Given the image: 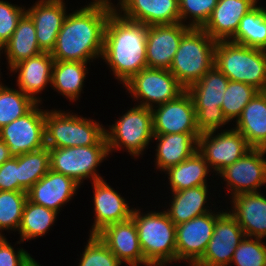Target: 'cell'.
I'll use <instances>...</instances> for the list:
<instances>
[{
  "instance_id": "cell-1",
  "label": "cell",
  "mask_w": 266,
  "mask_h": 266,
  "mask_svg": "<svg viewBox=\"0 0 266 266\" xmlns=\"http://www.w3.org/2000/svg\"><path fill=\"white\" fill-rule=\"evenodd\" d=\"M68 14L51 52L54 61L88 63L102 57L105 28L115 6L109 0H93Z\"/></svg>"
},
{
  "instance_id": "cell-2",
  "label": "cell",
  "mask_w": 266,
  "mask_h": 266,
  "mask_svg": "<svg viewBox=\"0 0 266 266\" xmlns=\"http://www.w3.org/2000/svg\"><path fill=\"white\" fill-rule=\"evenodd\" d=\"M115 10L110 14L104 35L102 59L123 84L147 68V26L122 17Z\"/></svg>"
},
{
  "instance_id": "cell-3",
  "label": "cell",
  "mask_w": 266,
  "mask_h": 266,
  "mask_svg": "<svg viewBox=\"0 0 266 266\" xmlns=\"http://www.w3.org/2000/svg\"><path fill=\"white\" fill-rule=\"evenodd\" d=\"M214 66L231 81L266 90V54L262 49L217 41Z\"/></svg>"
},
{
  "instance_id": "cell-4",
  "label": "cell",
  "mask_w": 266,
  "mask_h": 266,
  "mask_svg": "<svg viewBox=\"0 0 266 266\" xmlns=\"http://www.w3.org/2000/svg\"><path fill=\"white\" fill-rule=\"evenodd\" d=\"M133 209L131 218L134 220L139 243L144 259L151 266H165L177 261L176 252V225L168 214L163 212H149L147 214Z\"/></svg>"
},
{
  "instance_id": "cell-5",
  "label": "cell",
  "mask_w": 266,
  "mask_h": 266,
  "mask_svg": "<svg viewBox=\"0 0 266 266\" xmlns=\"http://www.w3.org/2000/svg\"><path fill=\"white\" fill-rule=\"evenodd\" d=\"M216 43L202 28L182 37L169 71L186 90L214 67Z\"/></svg>"
},
{
  "instance_id": "cell-6",
  "label": "cell",
  "mask_w": 266,
  "mask_h": 266,
  "mask_svg": "<svg viewBox=\"0 0 266 266\" xmlns=\"http://www.w3.org/2000/svg\"><path fill=\"white\" fill-rule=\"evenodd\" d=\"M50 110L45 113V147L107 145L105 128L78 115Z\"/></svg>"
},
{
  "instance_id": "cell-7",
  "label": "cell",
  "mask_w": 266,
  "mask_h": 266,
  "mask_svg": "<svg viewBox=\"0 0 266 266\" xmlns=\"http://www.w3.org/2000/svg\"><path fill=\"white\" fill-rule=\"evenodd\" d=\"M229 79L215 66L186 91L191 95L200 134L216 131L228 123L222 112V101Z\"/></svg>"
},
{
  "instance_id": "cell-8",
  "label": "cell",
  "mask_w": 266,
  "mask_h": 266,
  "mask_svg": "<svg viewBox=\"0 0 266 266\" xmlns=\"http://www.w3.org/2000/svg\"><path fill=\"white\" fill-rule=\"evenodd\" d=\"M110 127V132L105 129L109 153L122 146L133 157L139 156L154 136L152 110L136 105Z\"/></svg>"
},
{
  "instance_id": "cell-9",
  "label": "cell",
  "mask_w": 266,
  "mask_h": 266,
  "mask_svg": "<svg viewBox=\"0 0 266 266\" xmlns=\"http://www.w3.org/2000/svg\"><path fill=\"white\" fill-rule=\"evenodd\" d=\"M108 155V145L49 148L50 170L72 178L79 185L90 177L94 182L103 179L96 168Z\"/></svg>"
},
{
  "instance_id": "cell-10",
  "label": "cell",
  "mask_w": 266,
  "mask_h": 266,
  "mask_svg": "<svg viewBox=\"0 0 266 266\" xmlns=\"http://www.w3.org/2000/svg\"><path fill=\"white\" fill-rule=\"evenodd\" d=\"M123 86L134 99L143 101L139 106L150 109L154 104L172 101L186 91L169 70L148 67L133 75Z\"/></svg>"
},
{
  "instance_id": "cell-11",
  "label": "cell",
  "mask_w": 266,
  "mask_h": 266,
  "mask_svg": "<svg viewBox=\"0 0 266 266\" xmlns=\"http://www.w3.org/2000/svg\"><path fill=\"white\" fill-rule=\"evenodd\" d=\"M38 103L25 115L0 129V138L12 157L45 147V111Z\"/></svg>"
},
{
  "instance_id": "cell-12",
  "label": "cell",
  "mask_w": 266,
  "mask_h": 266,
  "mask_svg": "<svg viewBox=\"0 0 266 266\" xmlns=\"http://www.w3.org/2000/svg\"><path fill=\"white\" fill-rule=\"evenodd\" d=\"M202 133L198 137L197 151L205 158L209 168L219 173L226 166L240 159L251 147L237 130H223Z\"/></svg>"
},
{
  "instance_id": "cell-13",
  "label": "cell",
  "mask_w": 266,
  "mask_h": 266,
  "mask_svg": "<svg viewBox=\"0 0 266 266\" xmlns=\"http://www.w3.org/2000/svg\"><path fill=\"white\" fill-rule=\"evenodd\" d=\"M265 154L266 149L251 148L240 159L218 173L227 181V188L230 187L232 197L258 192V188L266 184Z\"/></svg>"
},
{
  "instance_id": "cell-14",
  "label": "cell",
  "mask_w": 266,
  "mask_h": 266,
  "mask_svg": "<svg viewBox=\"0 0 266 266\" xmlns=\"http://www.w3.org/2000/svg\"><path fill=\"white\" fill-rule=\"evenodd\" d=\"M245 234L231 211L217 217L212 238L203 256L193 266H228Z\"/></svg>"
},
{
  "instance_id": "cell-15",
  "label": "cell",
  "mask_w": 266,
  "mask_h": 266,
  "mask_svg": "<svg viewBox=\"0 0 266 266\" xmlns=\"http://www.w3.org/2000/svg\"><path fill=\"white\" fill-rule=\"evenodd\" d=\"M222 212H209L176 225L177 261H188L193 266L204 254L212 238L217 217Z\"/></svg>"
},
{
  "instance_id": "cell-16",
  "label": "cell",
  "mask_w": 266,
  "mask_h": 266,
  "mask_svg": "<svg viewBox=\"0 0 266 266\" xmlns=\"http://www.w3.org/2000/svg\"><path fill=\"white\" fill-rule=\"evenodd\" d=\"M151 110L154 134L200 133L193 99L187 91Z\"/></svg>"
},
{
  "instance_id": "cell-17",
  "label": "cell",
  "mask_w": 266,
  "mask_h": 266,
  "mask_svg": "<svg viewBox=\"0 0 266 266\" xmlns=\"http://www.w3.org/2000/svg\"><path fill=\"white\" fill-rule=\"evenodd\" d=\"M190 29L180 22L147 26V67L169 70L182 37Z\"/></svg>"
},
{
  "instance_id": "cell-18",
  "label": "cell",
  "mask_w": 266,
  "mask_h": 266,
  "mask_svg": "<svg viewBox=\"0 0 266 266\" xmlns=\"http://www.w3.org/2000/svg\"><path fill=\"white\" fill-rule=\"evenodd\" d=\"M97 235L121 263L125 262L129 266H151L144 259L138 230L132 218L108 225Z\"/></svg>"
},
{
  "instance_id": "cell-19",
  "label": "cell",
  "mask_w": 266,
  "mask_h": 266,
  "mask_svg": "<svg viewBox=\"0 0 266 266\" xmlns=\"http://www.w3.org/2000/svg\"><path fill=\"white\" fill-rule=\"evenodd\" d=\"M32 19L36 39L42 52L51 53L56 39L68 14L63 0H39L26 10Z\"/></svg>"
},
{
  "instance_id": "cell-20",
  "label": "cell",
  "mask_w": 266,
  "mask_h": 266,
  "mask_svg": "<svg viewBox=\"0 0 266 266\" xmlns=\"http://www.w3.org/2000/svg\"><path fill=\"white\" fill-rule=\"evenodd\" d=\"M92 184L96 217L90 235H97L106 226L131 218L133 208L130 209L125 199L113 190L104 179L96 180Z\"/></svg>"
},
{
  "instance_id": "cell-21",
  "label": "cell",
  "mask_w": 266,
  "mask_h": 266,
  "mask_svg": "<svg viewBox=\"0 0 266 266\" xmlns=\"http://www.w3.org/2000/svg\"><path fill=\"white\" fill-rule=\"evenodd\" d=\"M119 5L122 17L146 26L180 22L178 0H119Z\"/></svg>"
},
{
  "instance_id": "cell-22",
  "label": "cell",
  "mask_w": 266,
  "mask_h": 266,
  "mask_svg": "<svg viewBox=\"0 0 266 266\" xmlns=\"http://www.w3.org/2000/svg\"><path fill=\"white\" fill-rule=\"evenodd\" d=\"M258 0H218L202 29L216 41H229L238 30L240 20L257 5Z\"/></svg>"
},
{
  "instance_id": "cell-23",
  "label": "cell",
  "mask_w": 266,
  "mask_h": 266,
  "mask_svg": "<svg viewBox=\"0 0 266 266\" xmlns=\"http://www.w3.org/2000/svg\"><path fill=\"white\" fill-rule=\"evenodd\" d=\"M79 184L72 178L49 170L28 191V200L59 213L60 208L73 198Z\"/></svg>"
},
{
  "instance_id": "cell-24",
  "label": "cell",
  "mask_w": 266,
  "mask_h": 266,
  "mask_svg": "<svg viewBox=\"0 0 266 266\" xmlns=\"http://www.w3.org/2000/svg\"><path fill=\"white\" fill-rule=\"evenodd\" d=\"M232 215L246 237H266V197L260 192L232 197Z\"/></svg>"
},
{
  "instance_id": "cell-25",
  "label": "cell",
  "mask_w": 266,
  "mask_h": 266,
  "mask_svg": "<svg viewBox=\"0 0 266 266\" xmlns=\"http://www.w3.org/2000/svg\"><path fill=\"white\" fill-rule=\"evenodd\" d=\"M53 63L51 53L42 52L19 62L10 71L18 72V88L39 104L41 100L35 95L44 90L48 83L51 84Z\"/></svg>"
},
{
  "instance_id": "cell-26",
  "label": "cell",
  "mask_w": 266,
  "mask_h": 266,
  "mask_svg": "<svg viewBox=\"0 0 266 266\" xmlns=\"http://www.w3.org/2000/svg\"><path fill=\"white\" fill-rule=\"evenodd\" d=\"M200 133L154 134L159 141L156 149V166L162 171L185 161L198 149Z\"/></svg>"
},
{
  "instance_id": "cell-27",
  "label": "cell",
  "mask_w": 266,
  "mask_h": 266,
  "mask_svg": "<svg viewBox=\"0 0 266 266\" xmlns=\"http://www.w3.org/2000/svg\"><path fill=\"white\" fill-rule=\"evenodd\" d=\"M239 131L251 148L266 149V92L258 91L236 120Z\"/></svg>"
},
{
  "instance_id": "cell-28",
  "label": "cell",
  "mask_w": 266,
  "mask_h": 266,
  "mask_svg": "<svg viewBox=\"0 0 266 266\" xmlns=\"http://www.w3.org/2000/svg\"><path fill=\"white\" fill-rule=\"evenodd\" d=\"M208 186L200 185L172 192L170 209L165 211L175 225L185 223L195 217L211 212L206 208Z\"/></svg>"
},
{
  "instance_id": "cell-29",
  "label": "cell",
  "mask_w": 266,
  "mask_h": 266,
  "mask_svg": "<svg viewBox=\"0 0 266 266\" xmlns=\"http://www.w3.org/2000/svg\"><path fill=\"white\" fill-rule=\"evenodd\" d=\"M7 55L9 69L21 61L42 53L36 39V30L32 19L25 13L9 41L2 47Z\"/></svg>"
},
{
  "instance_id": "cell-30",
  "label": "cell",
  "mask_w": 266,
  "mask_h": 266,
  "mask_svg": "<svg viewBox=\"0 0 266 266\" xmlns=\"http://www.w3.org/2000/svg\"><path fill=\"white\" fill-rule=\"evenodd\" d=\"M208 172H210L208 163L198 151L185 161L166 170L172 192L207 185Z\"/></svg>"
},
{
  "instance_id": "cell-31",
  "label": "cell",
  "mask_w": 266,
  "mask_h": 266,
  "mask_svg": "<svg viewBox=\"0 0 266 266\" xmlns=\"http://www.w3.org/2000/svg\"><path fill=\"white\" fill-rule=\"evenodd\" d=\"M87 63L75 61H54L51 86L70 101H76L82 91L86 77Z\"/></svg>"
},
{
  "instance_id": "cell-32",
  "label": "cell",
  "mask_w": 266,
  "mask_h": 266,
  "mask_svg": "<svg viewBox=\"0 0 266 266\" xmlns=\"http://www.w3.org/2000/svg\"><path fill=\"white\" fill-rule=\"evenodd\" d=\"M230 42L257 49H266V8L255 6L240 20Z\"/></svg>"
},
{
  "instance_id": "cell-33",
  "label": "cell",
  "mask_w": 266,
  "mask_h": 266,
  "mask_svg": "<svg viewBox=\"0 0 266 266\" xmlns=\"http://www.w3.org/2000/svg\"><path fill=\"white\" fill-rule=\"evenodd\" d=\"M58 212L40 206L27 200L22 213V219L19 226L21 240H31L35 237L43 236L55 222Z\"/></svg>"
},
{
  "instance_id": "cell-34",
  "label": "cell",
  "mask_w": 266,
  "mask_h": 266,
  "mask_svg": "<svg viewBox=\"0 0 266 266\" xmlns=\"http://www.w3.org/2000/svg\"><path fill=\"white\" fill-rule=\"evenodd\" d=\"M49 170L48 147L19 156L18 192H27Z\"/></svg>"
},
{
  "instance_id": "cell-35",
  "label": "cell",
  "mask_w": 266,
  "mask_h": 266,
  "mask_svg": "<svg viewBox=\"0 0 266 266\" xmlns=\"http://www.w3.org/2000/svg\"><path fill=\"white\" fill-rule=\"evenodd\" d=\"M1 83V82H0ZM37 104L20 89L0 84V129L27 114Z\"/></svg>"
},
{
  "instance_id": "cell-36",
  "label": "cell",
  "mask_w": 266,
  "mask_h": 266,
  "mask_svg": "<svg viewBox=\"0 0 266 266\" xmlns=\"http://www.w3.org/2000/svg\"><path fill=\"white\" fill-rule=\"evenodd\" d=\"M258 90L246 83L229 80L222 101V112L228 122L237 120L244 107L257 94Z\"/></svg>"
},
{
  "instance_id": "cell-37",
  "label": "cell",
  "mask_w": 266,
  "mask_h": 266,
  "mask_svg": "<svg viewBox=\"0 0 266 266\" xmlns=\"http://www.w3.org/2000/svg\"><path fill=\"white\" fill-rule=\"evenodd\" d=\"M27 200V192L0 191V231L19 229Z\"/></svg>"
},
{
  "instance_id": "cell-38",
  "label": "cell",
  "mask_w": 266,
  "mask_h": 266,
  "mask_svg": "<svg viewBox=\"0 0 266 266\" xmlns=\"http://www.w3.org/2000/svg\"><path fill=\"white\" fill-rule=\"evenodd\" d=\"M262 238L244 237L234 251L231 263L236 266H266V245Z\"/></svg>"
},
{
  "instance_id": "cell-39",
  "label": "cell",
  "mask_w": 266,
  "mask_h": 266,
  "mask_svg": "<svg viewBox=\"0 0 266 266\" xmlns=\"http://www.w3.org/2000/svg\"><path fill=\"white\" fill-rule=\"evenodd\" d=\"M79 266H120L122 263L98 235H90Z\"/></svg>"
},
{
  "instance_id": "cell-40",
  "label": "cell",
  "mask_w": 266,
  "mask_h": 266,
  "mask_svg": "<svg viewBox=\"0 0 266 266\" xmlns=\"http://www.w3.org/2000/svg\"><path fill=\"white\" fill-rule=\"evenodd\" d=\"M217 2L218 0H178L180 23L189 16L192 18L188 24L190 28H202L209 20Z\"/></svg>"
},
{
  "instance_id": "cell-41",
  "label": "cell",
  "mask_w": 266,
  "mask_h": 266,
  "mask_svg": "<svg viewBox=\"0 0 266 266\" xmlns=\"http://www.w3.org/2000/svg\"><path fill=\"white\" fill-rule=\"evenodd\" d=\"M26 9L0 0V45L3 47L17 28Z\"/></svg>"
},
{
  "instance_id": "cell-42",
  "label": "cell",
  "mask_w": 266,
  "mask_h": 266,
  "mask_svg": "<svg viewBox=\"0 0 266 266\" xmlns=\"http://www.w3.org/2000/svg\"><path fill=\"white\" fill-rule=\"evenodd\" d=\"M19 156L11 157L0 166V191H18Z\"/></svg>"
},
{
  "instance_id": "cell-43",
  "label": "cell",
  "mask_w": 266,
  "mask_h": 266,
  "mask_svg": "<svg viewBox=\"0 0 266 266\" xmlns=\"http://www.w3.org/2000/svg\"><path fill=\"white\" fill-rule=\"evenodd\" d=\"M33 258L24 249L16 251L6 238L0 243V266H27Z\"/></svg>"
},
{
  "instance_id": "cell-44",
  "label": "cell",
  "mask_w": 266,
  "mask_h": 266,
  "mask_svg": "<svg viewBox=\"0 0 266 266\" xmlns=\"http://www.w3.org/2000/svg\"><path fill=\"white\" fill-rule=\"evenodd\" d=\"M11 157L8 146L0 138V166Z\"/></svg>"
},
{
  "instance_id": "cell-45",
  "label": "cell",
  "mask_w": 266,
  "mask_h": 266,
  "mask_svg": "<svg viewBox=\"0 0 266 266\" xmlns=\"http://www.w3.org/2000/svg\"><path fill=\"white\" fill-rule=\"evenodd\" d=\"M27 266H41V265H39V264L35 261V259H32V260L27 264Z\"/></svg>"
},
{
  "instance_id": "cell-46",
  "label": "cell",
  "mask_w": 266,
  "mask_h": 266,
  "mask_svg": "<svg viewBox=\"0 0 266 266\" xmlns=\"http://www.w3.org/2000/svg\"><path fill=\"white\" fill-rule=\"evenodd\" d=\"M5 237L2 235V233L0 232V243L1 241L4 239Z\"/></svg>"
}]
</instances>
